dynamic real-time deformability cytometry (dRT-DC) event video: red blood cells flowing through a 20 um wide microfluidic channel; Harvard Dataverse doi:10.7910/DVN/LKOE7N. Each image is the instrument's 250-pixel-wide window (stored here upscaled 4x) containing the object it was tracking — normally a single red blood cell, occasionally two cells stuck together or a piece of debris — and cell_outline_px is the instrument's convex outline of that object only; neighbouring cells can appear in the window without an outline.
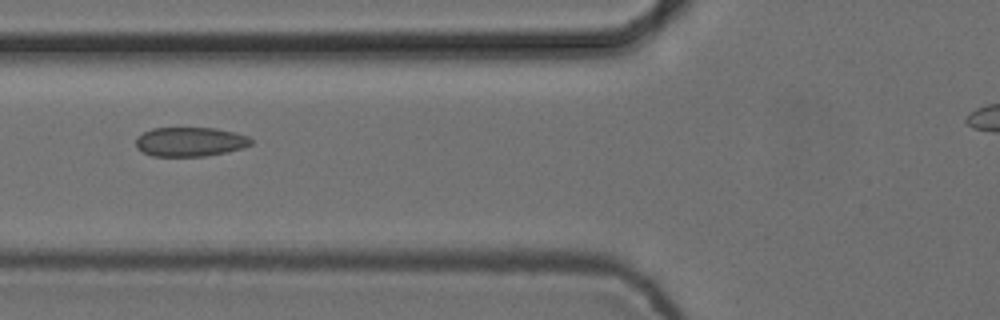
{"species": "common noctule bat (a hibernating species)", "species_latin": "Nyctalus noctula", "temperature_condition": "cold", "stored_images_in_passage": 7, "camera_frame_rate_fps": 3000, "um_per_image_px": 0.085, "animal": {"sex": "female", "body_mass_g": 24.6, "forearm_length_mm": 56.2}, "frame": {"image": 1, "passage_image": 6, "time_ms": 1.667, "image_size_px": [1000, 320], "cell_outline_px": [[252, 144], [228, 152], [204, 156], [152, 156], [136, 148], [136, 136], [152, 128], [216, 128], [236, 132], [248, 136], [252, 140]], "centroid_in_image_um": [16.15, 12.04], "position_along_channel_um": 109.6, "area_um2": 19.71}}
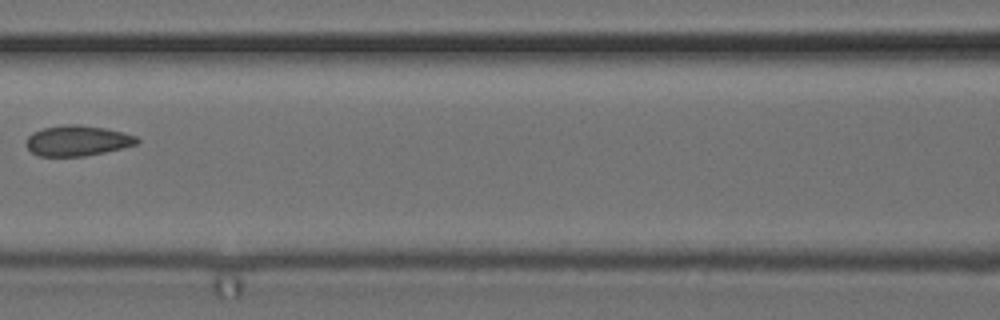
{"frame": {"image": 2, "passage_image": 7, "time_ms": 2.0, "image_size_px": [1000, 320], "cell_outline_px": [[140, 140], [136, 144], [104, 152], [84, 156], [40, 156], [32, 152], [24, 144], [28, 136], [32, 132], [44, 128], [64, 124], [76, 124], [104, 128], [136, 136]], "centroid_in_image_um": [6.53, 11.95], "position_along_channel_um": 160.1, "area_um2": 19.48}}